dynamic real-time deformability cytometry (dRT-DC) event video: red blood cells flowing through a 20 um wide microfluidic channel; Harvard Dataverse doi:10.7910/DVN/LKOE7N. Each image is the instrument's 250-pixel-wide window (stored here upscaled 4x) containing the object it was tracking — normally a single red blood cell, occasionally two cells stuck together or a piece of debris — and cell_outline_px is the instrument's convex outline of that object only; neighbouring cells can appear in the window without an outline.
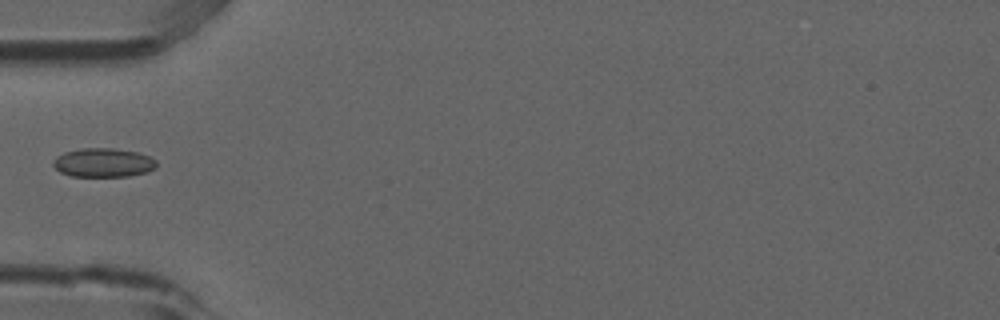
{"species": "common noctule bat (a hibernating species)", "species_latin": "Nyctalus noctula", "temperature_condition": "room temperature", "stored_images_in_passage": 6, "camera_frame_rate_fps": 3000, "um_per_image_px": 0.085, "animal": {"sex": "male", "forearm_length_mm": 52.5}, "frame": {"image": 1, "passage_image": 6, "time_ms": 1.667, "image_size_px": [1000, 320], "cell_outline_px": [[156, 168], [148, 172], [128, 176], [72, 176], [60, 172], [52, 164], [52, 160], [56, 156], [64, 152], [84, 148], [112, 148], [136, 152], [148, 156], [156, 160]], "centroid_in_image_um": [8.77, 13.82], "position_along_channel_um": 76.2, "area_um2": 17.4}}